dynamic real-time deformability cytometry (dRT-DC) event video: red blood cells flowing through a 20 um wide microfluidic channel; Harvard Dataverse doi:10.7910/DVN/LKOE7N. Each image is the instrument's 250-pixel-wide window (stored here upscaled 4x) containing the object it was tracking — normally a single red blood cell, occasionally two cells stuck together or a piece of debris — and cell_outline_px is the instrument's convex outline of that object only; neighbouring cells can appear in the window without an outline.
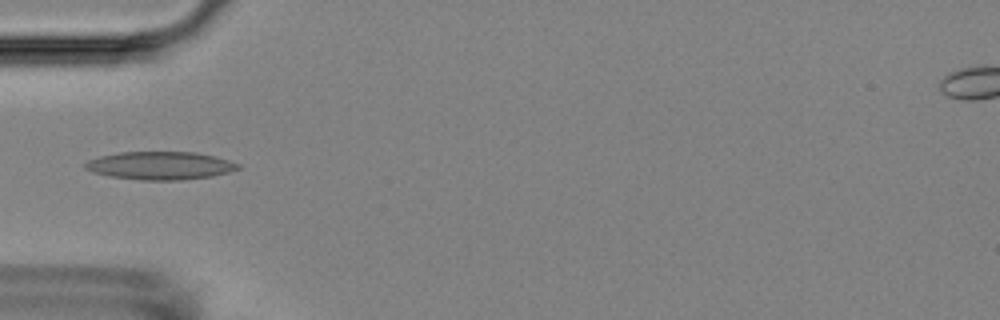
{"species": "Egyptian fruit bat (a non-hibernating species)", "species_latin": "Rousettus aegyptiacus", "temperature_condition": "room temperature", "stored_images_in_passage": 13, "camera_frame_rate_fps": 3000, "um_per_image_px": 0.085, "animal": {"sex": "female"}, "frame": {"image": 1, "passage_image": 4, "time_ms": 5.0, "image_size_px": [1000, 320], "cell_outline_px": [[240, 168], [228, 172], [212, 176], [184, 180], [140, 180], [108, 176], [92, 172], [84, 168], [84, 164], [88, 160], [100, 156], [120, 152], [196, 152], [228, 160], [240, 164]], "centroid_in_image_um": [13.59, 14.08], "position_along_channel_um": 71.4, "area_um2": 24.97}}
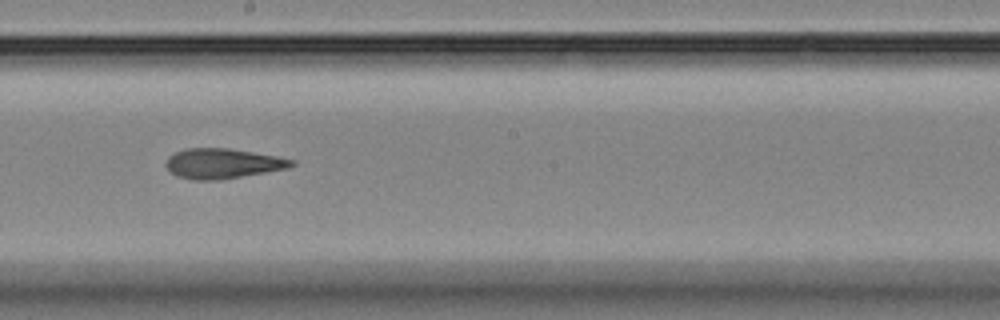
{"frame": {"image": 2, "passage_image": 8, "time_ms": 9.333, "image_size_px": [1000, 320], "cell_outline_px": [[296, 164], [288, 168], [216, 180], [192, 180], [176, 176], [164, 164], [168, 156], [184, 148], [228, 148], [276, 156], [296, 160]], "centroid_in_image_um": [18.9, 13.89], "position_along_channel_um": 229.3, "area_um2": 21.85}}
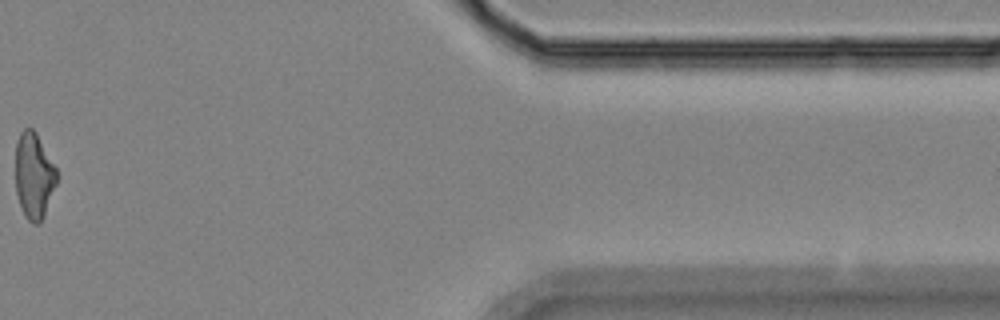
{"frame": {"image": 3, "passage_image": 13, "time_ms": 15.667, "image_size_px": [1000, 320], "cell_outline_px": [[56, 184], [44, 216], [40, 224], [32, 224], [28, 220], [20, 204], [16, 192], [16, 144], [20, 132], [24, 128], [32, 128], [36, 132], [56, 168]], "centroid_in_image_um": [2.88, 14.93], "position_along_channel_um": 408.5, "area_um2": 20.46}, "authors_computed_cell_mechanics": {"area_um2": 22.542, "velocity_mm_per_s": 3.629, "shape_relaxation_time_tau1_ms": null, "shape_relaxation_time_tau2_ms": 2.5282, "deformation_change_tau1": null, "deformation_change_tau2": 0.1106}}